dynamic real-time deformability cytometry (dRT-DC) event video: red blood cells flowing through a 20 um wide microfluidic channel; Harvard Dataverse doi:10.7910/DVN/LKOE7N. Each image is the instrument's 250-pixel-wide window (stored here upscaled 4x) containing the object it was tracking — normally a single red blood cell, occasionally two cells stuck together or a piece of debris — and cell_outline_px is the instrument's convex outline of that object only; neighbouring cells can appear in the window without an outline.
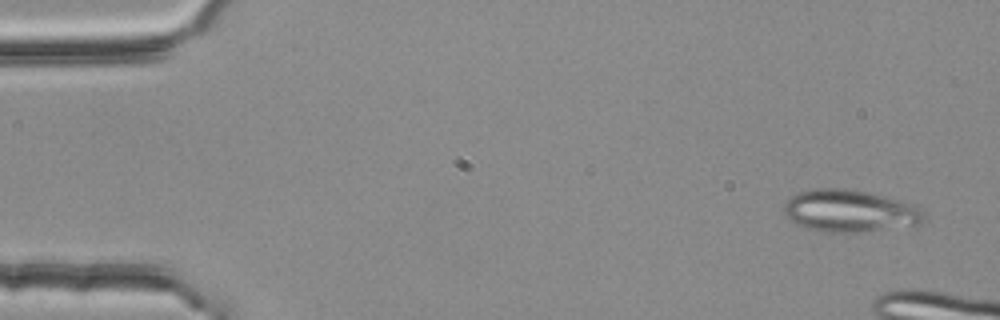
{"species": "common noctule bat (a hibernating species)", "species_latin": "Nyctalus noctula", "temperature_condition": "room temperature", "stored_images_in_passage": 13, "camera_frame_rate_fps": 3000, "um_per_image_px": 0.085, "animal": {"sex": "female", "body_mass_g": 25.1}, "frame": {"image": 1, "passage_image": 3, "time_ms": 0.667, "image_size_px": [1000, 320], "cell_outline_px": [[928, 220], [920, 224], [856, 232], [820, 232], [796, 224], [784, 216], [784, 204], [792, 196], [800, 192], [812, 188], [844, 188], [868, 192], [896, 200], [920, 208], [924, 212]], "centroid_in_image_um": [72.19, 17.93], "position_along_channel_um": 12.8, "area_um2": 34.22}}